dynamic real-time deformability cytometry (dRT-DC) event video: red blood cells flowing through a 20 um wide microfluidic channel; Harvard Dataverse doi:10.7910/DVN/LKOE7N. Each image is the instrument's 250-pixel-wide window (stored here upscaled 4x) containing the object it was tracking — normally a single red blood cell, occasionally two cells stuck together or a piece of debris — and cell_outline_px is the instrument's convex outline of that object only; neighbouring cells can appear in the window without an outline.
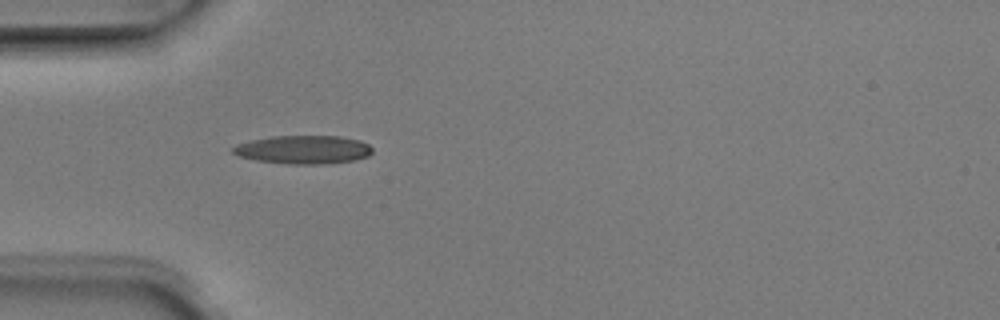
{"species": "Egyptian fruit bat (a non-hibernating species)", "species_latin": "Rousettus aegyptiacus", "temperature_condition": "room temperature", "stored_images_in_passage": 1, "camera_frame_rate_fps": 3000, "um_per_image_px": 0.085, "animal": {"sex": "male"}, "frame": {"image": 1, "passage_image": 1, "time_ms": 0.0, "image_size_px": [1000, 320], "cell_outline_px": [[372, 152], [368, 156], [356, 160], [328, 164], [288, 164], [256, 160], [240, 156], [232, 152], [232, 148], [236, 144], [252, 140], [272, 136], [340, 136], [360, 140], [368, 144], [372, 148]], "centroid_in_image_um": [25.82, 12.72], "position_along_channel_um": 59.2, "area_um2": 23.18}}